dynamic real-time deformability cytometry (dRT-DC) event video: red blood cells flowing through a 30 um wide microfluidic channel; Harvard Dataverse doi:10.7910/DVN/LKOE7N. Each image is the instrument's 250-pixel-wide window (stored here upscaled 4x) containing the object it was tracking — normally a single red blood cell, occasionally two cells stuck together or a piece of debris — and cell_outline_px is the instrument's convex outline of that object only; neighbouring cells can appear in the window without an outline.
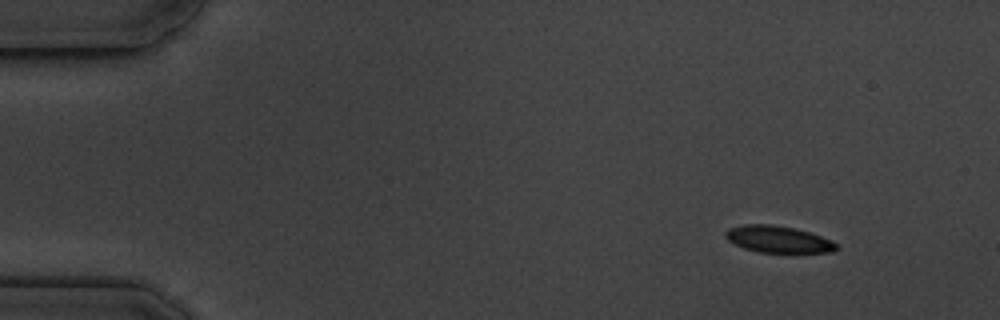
{"species": "common noctule bat (a hibernating species)", "species_latin": "Nyctalus noctula", "temperature_condition": "cold", "stored_images_in_passage": 5, "camera_frame_rate_fps": 3000, "um_per_image_px": 0.085, "animal": {"sex": "male", "body_mass_g": 19.5, "forearm_length_mm": 54.6}, "frame": {"image": 1, "passage_image": 1, "time_ms": 0.0, "image_size_px": [1000, 320], "cell_outline_px": [[840, 248], [832, 252], [760, 252], [744, 248], [728, 240], [724, 236], [724, 232], [728, 228], [744, 224], [772, 224], [792, 228], [808, 232], [832, 240]], "centroid_in_image_um": [66.12, 20.33], "position_along_channel_um": 18.9, "area_um2": 17.17}}
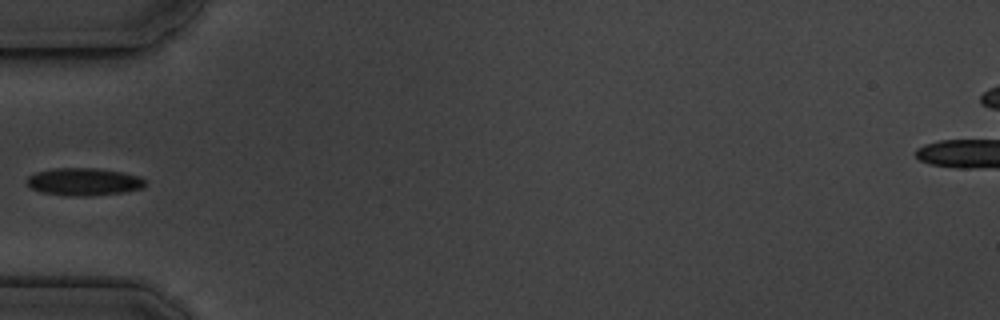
{"frame": {"image": 2, "passage_image": 4, "time_ms": 4.333, "image_size_px": [1000, 320], "cell_outline_px": [[148, 184], [144, 188], [124, 192], [88, 196], [68, 196], [40, 192], [32, 188], [24, 180], [28, 176], [36, 172], [52, 168], [96, 168], [124, 172], [140, 176], [148, 180]], "centroid_in_image_um": [7.17, 15.44], "position_along_channel_um": 77.8, "area_um2": 19.42}}